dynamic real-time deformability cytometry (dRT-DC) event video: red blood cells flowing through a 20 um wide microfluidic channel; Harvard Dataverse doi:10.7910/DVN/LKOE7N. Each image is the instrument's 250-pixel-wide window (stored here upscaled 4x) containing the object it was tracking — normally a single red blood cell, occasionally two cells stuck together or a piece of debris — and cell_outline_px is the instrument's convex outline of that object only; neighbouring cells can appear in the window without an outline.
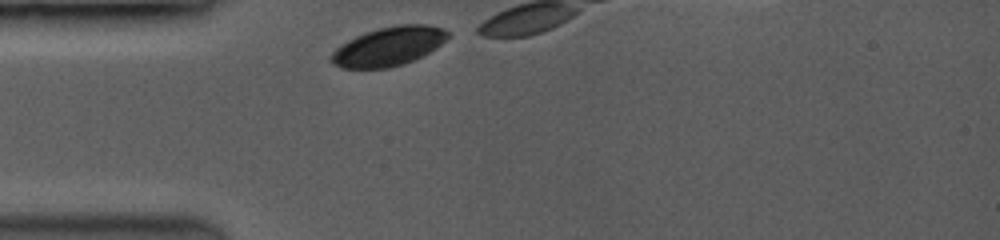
{"species": "common noctule bat (a hibernating species)", "species_latin": "Nyctalus noctula", "temperature_condition": "room temperature", "stored_images_in_passage": 5, "camera_frame_rate_fps": 3500, "um_per_image_px": 0.085, "animal": {"sex": "female", "body_mass_g": 19.0, "forearm_length_mm": 53.3}, "frame": {"image": 1, "passage_image": 1, "time_ms": 0.0, "image_size_px": [1000, 240], "cell_outline_px": [[452, 36], [436, 48], [412, 60], [388, 68], [344, 68], [332, 64], [328, 60], [328, 56], [340, 44], [364, 32], [376, 28], [396, 24], [428, 24], [444, 28], [452, 32]], "centroid_in_image_um": [33.04, 3.91], "position_along_channel_um": 52.0, "area_um2": 26.88}}